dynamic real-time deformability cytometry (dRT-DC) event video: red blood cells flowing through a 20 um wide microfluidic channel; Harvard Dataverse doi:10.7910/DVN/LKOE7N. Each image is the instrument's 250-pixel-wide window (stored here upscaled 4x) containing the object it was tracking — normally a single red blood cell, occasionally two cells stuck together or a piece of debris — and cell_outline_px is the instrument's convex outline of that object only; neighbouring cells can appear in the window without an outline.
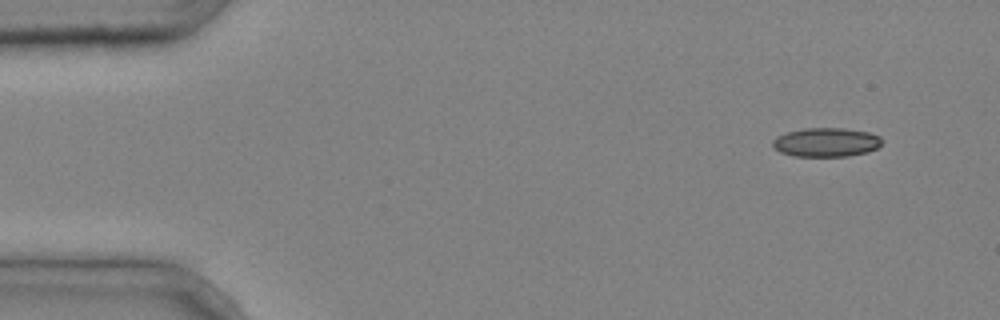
{"species": "common noctule bat (a hibernating species)", "species_latin": "Nyctalus noctula", "temperature_condition": "cold", "stored_images_in_passage": 4, "camera_frame_rate_fps": 3000, "um_per_image_px": 0.085, "animal": {"sex": "male", "body_mass_g": 20.4}, "frame": {"image": 1, "passage_image": 1, "time_ms": 0.0, "image_size_px": [1000, 320], "cell_outline_px": [[880, 144], [876, 148], [868, 152], [848, 156], [792, 156], [780, 152], [772, 144], [772, 140], [776, 136], [788, 132], [804, 128], [844, 128], [868, 132], [880, 136]], "centroid_in_image_um": [70.2, 12.09], "position_along_channel_um": 14.8, "area_um2": 18.38}}
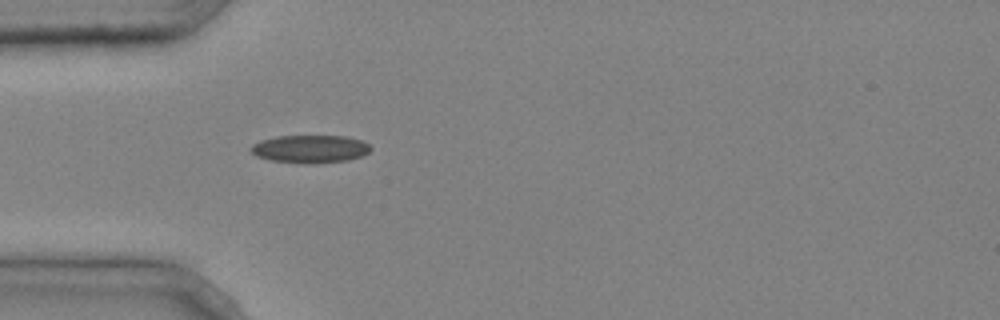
{"frame": {"image": 2, "passage_image": 4, "time_ms": 1.0, "image_size_px": [1000, 320], "cell_outline_px": [[372, 148], [368, 152], [360, 156], [348, 160], [308, 164], [304, 164], [268, 160], [256, 156], [248, 148], [252, 144], [260, 140], [276, 136], [344, 136], [360, 140], [368, 144]], "centroid_in_image_um": [26.3, 12.66], "position_along_channel_um": 58.7, "area_um2": 19.54}}